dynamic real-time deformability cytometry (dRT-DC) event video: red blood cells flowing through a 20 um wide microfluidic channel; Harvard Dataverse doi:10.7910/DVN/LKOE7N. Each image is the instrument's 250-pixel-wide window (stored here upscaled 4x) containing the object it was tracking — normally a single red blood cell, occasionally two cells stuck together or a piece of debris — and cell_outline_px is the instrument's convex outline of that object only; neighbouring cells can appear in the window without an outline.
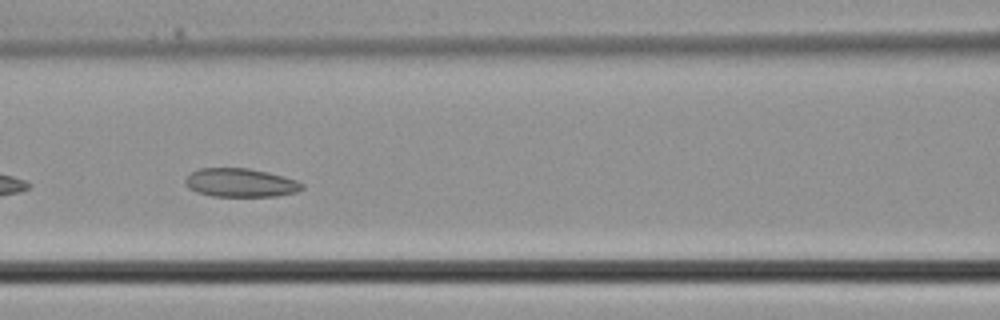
{"species": "common noctule bat (a hibernating species)", "species_latin": "Nyctalus noctula", "temperature_condition": "cold", "stored_images_in_passage": 37, "camera_frame_rate_fps": 3000, "um_per_image_px": 0.085, "animal": {"sex": "male", "body_mass_g": 21.5, "forearm_length_mm": 52.0}, "frame": {"image": 1, "passage_image": 16, "time_ms": 5.0, "image_size_px": [1000, 320], "cell_outline_px": [[304, 188], [296, 192], [276, 196], [212, 196], [196, 192], [188, 188], [184, 180], [192, 172], [200, 168], [248, 168], [268, 172], [284, 176], [296, 180], [304, 184]], "centroid_in_image_um": [20.45, 15.53], "position_along_channel_um": 146.1, "area_um2": 19.48}}
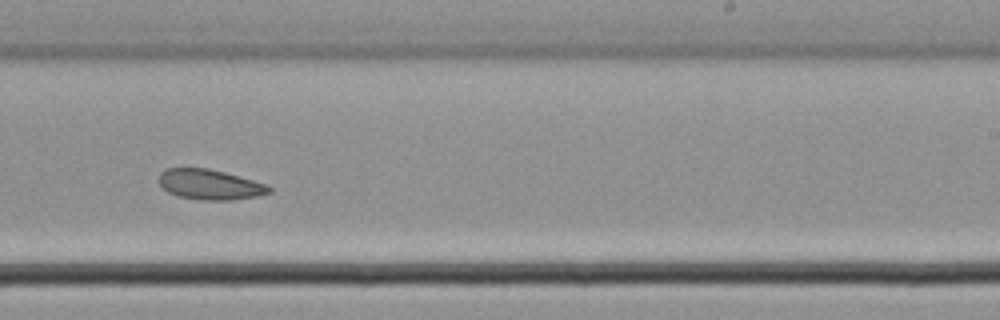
{"frame": {"image": 2, "passage_image": 23, "time_ms": 7.333, "image_size_px": [1000, 320], "cell_outline_px": [[272, 192], [256, 196], [232, 200], [208, 200], [176, 196], [168, 192], [160, 184], [160, 172], [164, 168], [208, 168], [224, 172], [268, 184], [272, 188]], "centroid_in_image_um": [17.86, 15.68], "position_along_channel_um": 271.1, "area_um2": 19.36}}
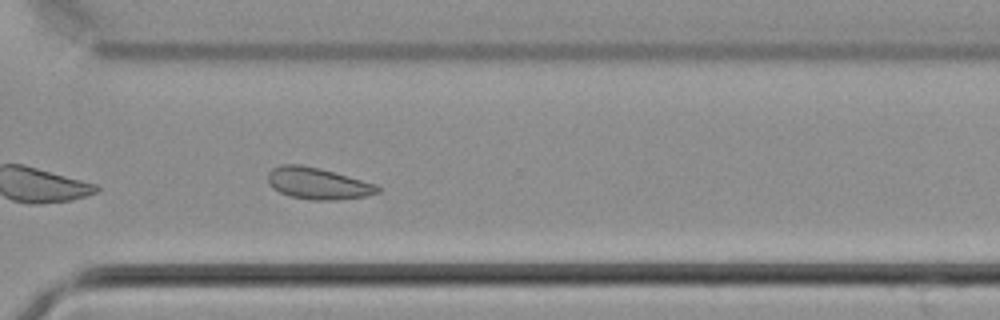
{"frame": {"image": 3, "passage_image": 27, "time_ms": 8.667, "image_size_px": [1000, 320], "cell_outline_px": [[380, 192], [368, 196], [340, 200], [312, 200], [288, 196], [272, 188], [268, 180], [268, 172], [272, 168], [280, 164], [300, 164], [320, 168], [376, 184], [380, 188]], "centroid_in_image_um": [27.01, 15.6], "position_along_channel_um": 343.6, "area_um2": 20.4}}